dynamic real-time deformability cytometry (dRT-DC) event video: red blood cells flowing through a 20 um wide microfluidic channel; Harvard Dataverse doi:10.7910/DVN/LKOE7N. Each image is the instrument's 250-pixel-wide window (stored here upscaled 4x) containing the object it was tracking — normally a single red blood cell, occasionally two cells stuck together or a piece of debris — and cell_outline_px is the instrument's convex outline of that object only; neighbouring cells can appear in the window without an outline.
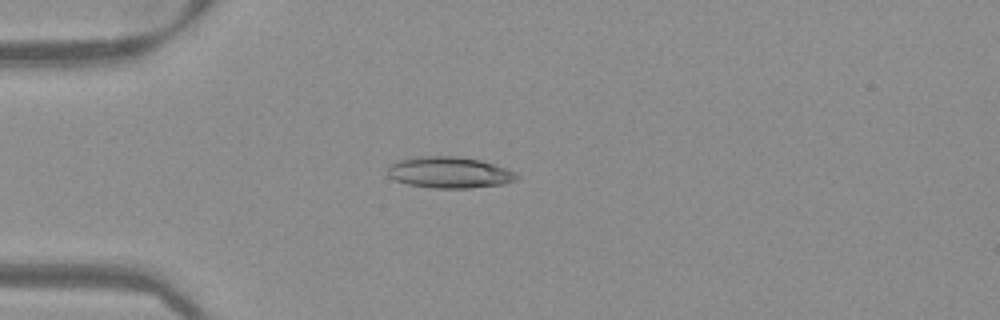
{"species": "Egyptian fruit bat (a non-hibernating species)", "species_latin": "Rousettus aegyptiacus", "temperature_condition": "warm", "stored_images_in_passage": 45, "camera_frame_rate_fps": 3000, "um_per_image_px": 0.085, "frame": {"image": 1, "passage_image": 8, "time_ms": 2.333, "image_size_px": [1000, 320], "cell_outline_px": [[520, 176], [516, 180], [504, 184], [468, 188], [432, 188], [408, 184], [396, 180], [388, 176], [388, 168], [396, 160], [420, 156], [456, 156], [480, 160], [504, 168]], "centroid_in_image_um": [38.17, 14.66], "position_along_channel_um": 46.8, "area_um2": 23.35}}
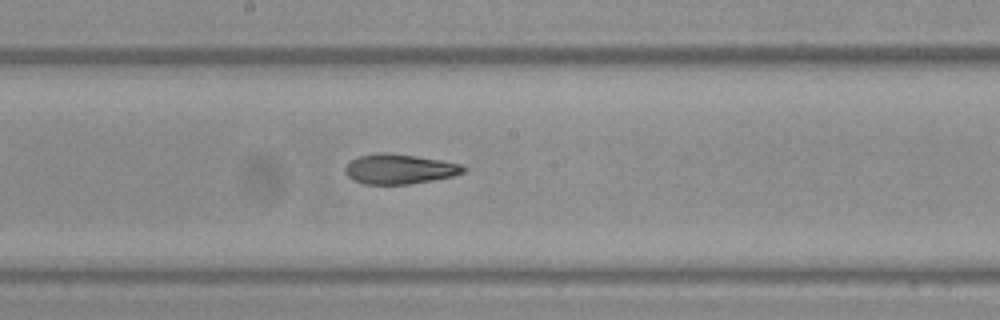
{"frame": {"image": 2, "passage_image": 22, "time_ms": 7.0, "image_size_px": [1000, 320], "cell_outline_px": [[468, 168], [464, 172], [452, 176], [432, 180], [408, 184], [364, 184], [352, 180], [344, 172], [344, 168], [352, 160], [360, 156], [380, 152], [388, 152], [416, 156], [440, 160], [460, 164]], "centroid_in_image_um": [33.93, 14.37], "position_along_channel_um": 214.3, "area_um2": 20.52}}
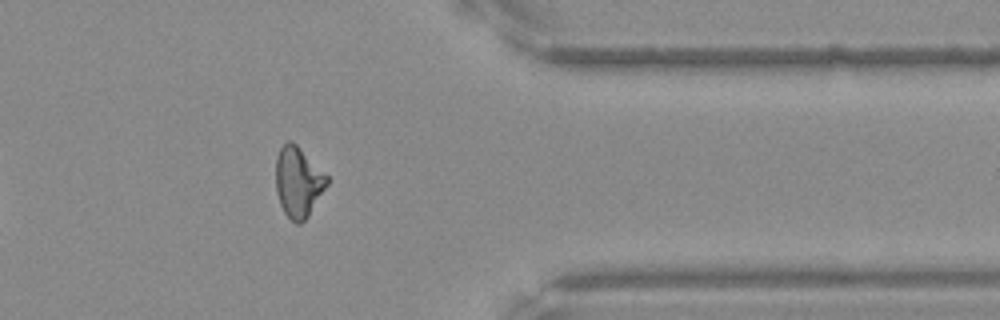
{"frame": {"image": 3, "passage_image": 36, "time_ms": 11.667, "image_size_px": [1000, 320], "cell_outline_px": [[328, 184], [308, 216], [300, 224], [296, 224], [284, 212], [280, 204], [276, 192], [276, 156], [280, 148], [288, 140], [292, 140], [328, 176]], "centroid_in_image_um": [25.34, 15.46], "position_along_channel_um": 386.1, "area_um2": 20.87}}